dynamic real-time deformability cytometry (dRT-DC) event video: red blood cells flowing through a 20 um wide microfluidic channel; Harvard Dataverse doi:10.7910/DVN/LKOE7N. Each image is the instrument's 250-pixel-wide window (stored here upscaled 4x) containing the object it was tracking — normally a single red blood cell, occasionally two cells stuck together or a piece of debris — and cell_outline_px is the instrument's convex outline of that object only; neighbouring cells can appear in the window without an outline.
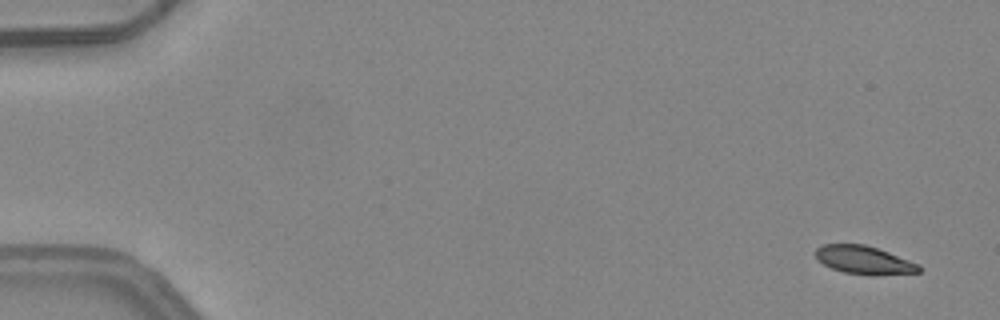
{"species": "common noctule bat (a hibernating species)", "species_latin": "Nyctalus noctula", "temperature_condition": "warm", "stored_images_in_passage": 5, "camera_frame_rate_fps": 3000, "um_per_image_px": 0.085, "animal": {"sex": "female", "body_mass_g": 24.6, "forearm_length_mm": 56.2}, "frame": {"image": 1, "passage_image": 1, "time_ms": 0.0, "image_size_px": [1000, 320], "cell_outline_px": [[920, 272], [872, 276], [868, 276], [844, 272], [832, 268], [816, 260], [816, 248], [824, 244], [864, 244], [888, 252], [920, 264]], "centroid_in_image_um": [73.44, 22.12], "position_along_channel_um": 11.6, "area_um2": 17.05}}
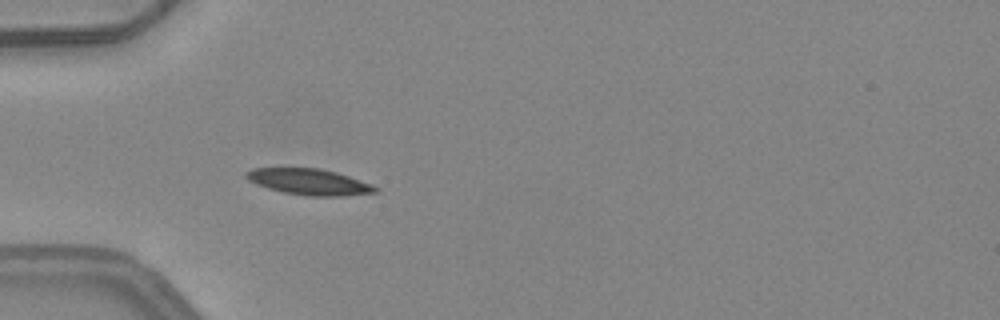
{"frame": {"image": 2, "passage_image": 5, "time_ms": 1.333, "image_size_px": [1000, 320], "cell_outline_px": [[380, 192], [344, 196], [308, 196], [284, 192], [268, 188], [256, 184], [248, 180], [244, 176], [244, 172], [252, 168], [320, 168], [336, 172], [372, 184], [380, 188]], "centroid_in_image_um": [26.3, 15.46], "position_along_channel_um": 58.7, "area_um2": 19.77}}